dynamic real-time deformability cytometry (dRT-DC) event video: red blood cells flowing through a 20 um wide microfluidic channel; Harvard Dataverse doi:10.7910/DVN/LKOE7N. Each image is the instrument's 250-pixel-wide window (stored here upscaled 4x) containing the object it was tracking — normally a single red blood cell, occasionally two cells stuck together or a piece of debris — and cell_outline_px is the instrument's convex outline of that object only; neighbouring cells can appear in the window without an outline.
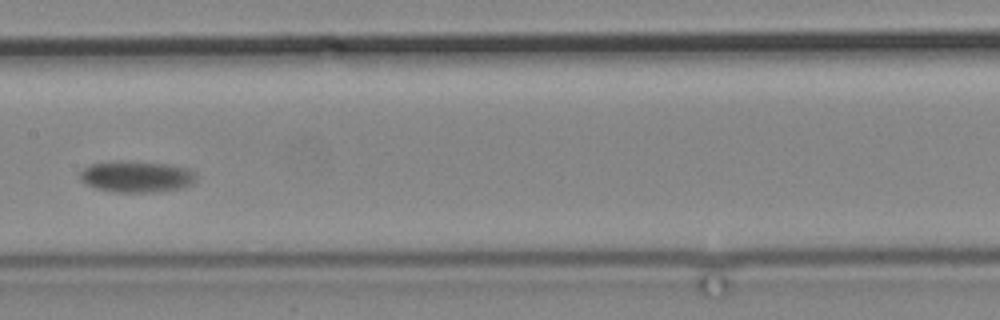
{"species": "common noctule bat (a hibernating species)", "species_latin": "Nyctalus noctula", "temperature_condition": "cold", "stored_images_in_passage": 15, "camera_frame_rate_fps": 3000, "um_per_image_px": 0.085, "animal": {"sex": "male", "body_mass_g": 19.2, "forearm_length_mm": 51.8}, "frame": {"image": 1, "passage_image": 13, "time_ms": 15.333, "image_size_px": [1000, 320], "cell_outline_px": [[196, 180], [192, 184], [184, 188], [152, 192], [116, 192], [96, 188], [80, 180], [80, 172], [88, 164], [112, 160], [120, 160], [168, 164], [188, 168], [196, 172]], "centroid_in_image_um": [11.61, 14.99], "position_along_channel_um": 195.8, "area_um2": 21.56}}
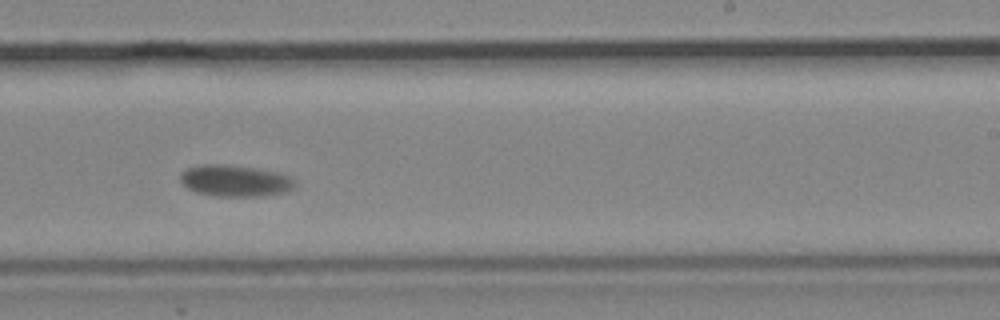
{"frame": {"image": 2, "passage_image": 15, "time_ms": 17.667, "image_size_px": [1000, 320], "cell_outline_px": [[296, 184], [292, 188], [284, 192], [260, 196], [216, 196], [196, 192], [188, 188], [180, 180], [180, 172], [188, 168], [200, 164], [228, 164], [280, 172], [296, 180]], "centroid_in_image_um": [19.97, 15.35], "position_along_channel_um": 269.0, "area_um2": 21.1}}